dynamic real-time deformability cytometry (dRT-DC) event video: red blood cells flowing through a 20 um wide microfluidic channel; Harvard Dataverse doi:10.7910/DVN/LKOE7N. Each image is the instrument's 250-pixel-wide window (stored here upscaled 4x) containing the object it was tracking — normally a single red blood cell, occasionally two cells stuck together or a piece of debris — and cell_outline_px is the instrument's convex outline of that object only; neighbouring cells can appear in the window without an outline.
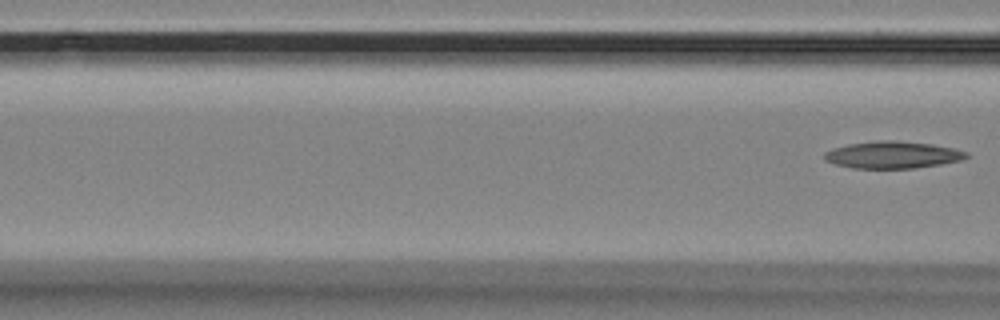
{"species": "Egyptian fruit bat (a non-hibernating species)", "species_latin": "Rousettus aegyptiacus", "temperature_condition": "room temperature", "stored_images_in_passage": 10, "camera_frame_rate_fps": 3000, "um_per_image_px": 0.085, "animal": {"sex": "female"}, "frame": {"image": 1, "passage_image": 10, "time_ms": 3.0, "image_size_px": [1000, 320], "cell_outline_px": [[968, 156], [960, 160], [940, 164], [912, 168], [852, 168], [836, 164], [824, 160], [824, 152], [832, 148], [848, 144], [876, 140], [896, 140], [932, 144], [952, 148], [968, 152]], "centroid_in_image_um": [75.83, 13.15], "position_along_channel_um": 90.8, "area_um2": 22.31}}